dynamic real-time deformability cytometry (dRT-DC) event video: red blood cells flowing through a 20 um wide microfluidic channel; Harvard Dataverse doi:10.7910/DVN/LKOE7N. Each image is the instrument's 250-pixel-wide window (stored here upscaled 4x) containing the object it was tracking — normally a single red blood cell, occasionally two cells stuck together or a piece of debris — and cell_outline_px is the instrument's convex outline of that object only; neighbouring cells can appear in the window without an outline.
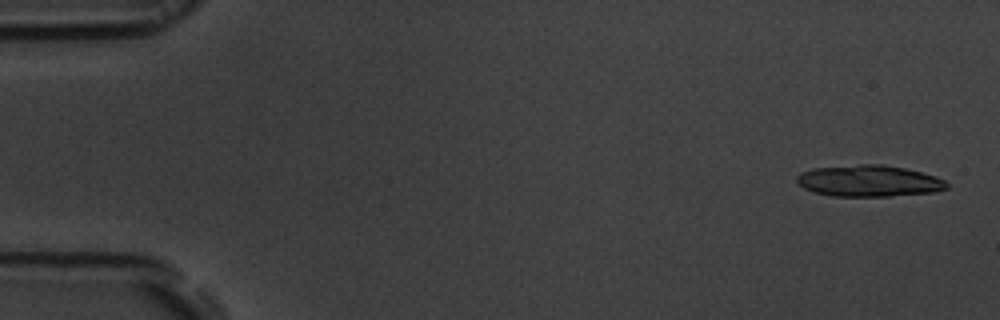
{"species": "common noctule bat (a hibernating species)", "species_latin": "Nyctalus noctula", "temperature_condition": "room temperature", "stored_images_in_passage": 56, "camera_frame_rate_fps": 3000, "um_per_image_px": 0.085, "animal": {"sex": "male", "body_mass_g": 19.5, "forearm_length_mm": 54.6}, "frame": {"image": 1, "passage_image": 2, "time_ms": 0.333, "image_size_px": [1000, 320], "cell_outline_px": [[948, 188], [936, 192], [888, 196], [832, 196], [812, 192], [804, 188], [796, 180], [796, 176], [800, 172], [812, 168], [860, 164], [880, 164], [904, 168], [936, 176], [944, 180], [948, 184]], "centroid_in_image_um": [73.84, 15.38], "position_along_channel_um": 11.2, "area_um2": 27.57}}
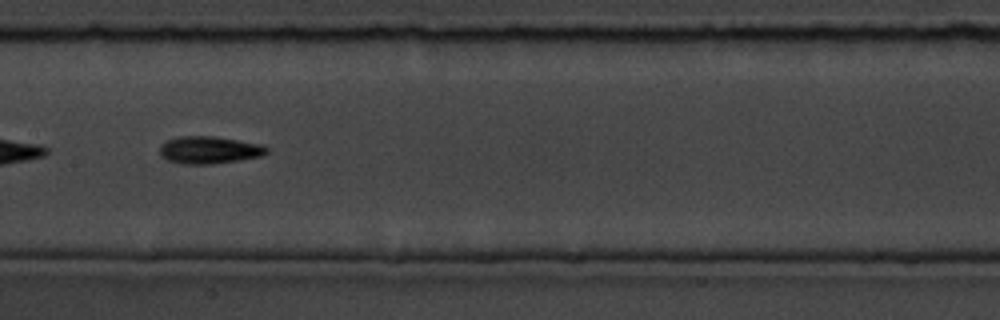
{"frame": {"image": 2, "passage_image": 28, "time_ms": 9.0, "image_size_px": [1000, 320], "cell_outline_px": [[268, 152], [260, 156], [240, 160], [212, 164], [180, 164], [168, 160], [160, 156], [160, 144], [176, 136], [216, 136], [260, 144], [268, 148]], "centroid_in_image_um": [17.75, 12.75], "position_along_channel_um": 189.7, "area_um2": 17.17}}
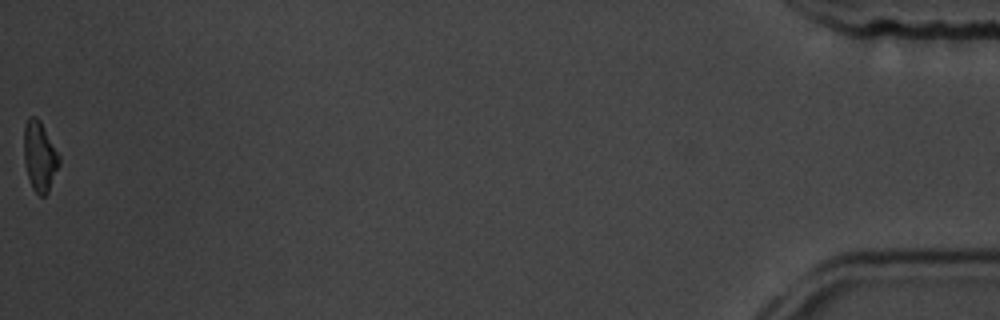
{"frame": {"image": 3, "passage_image": 56, "time_ms": 18.333, "image_size_px": [1000, 320], "cell_outline_px": [[60, 164], [48, 192], [44, 196], [40, 196], [32, 188], [24, 164], [24, 124], [28, 116], [36, 116], [40, 120], [60, 156]], "centroid_in_image_um": [3.37, 13.27], "position_along_channel_um": 431.8, "area_um2": 14.45}, "authors_computed_cell_mechanics": {"area_um2": 15.8372, "velocity_mm_per_s": 3.6753, "shape_relaxation_time_tau1_ms": 2.8771, "shape_relaxation_time_tau2_ms": 2.6521, "deformation_change_tau1": 0.1494, "deformation_change_tau2": 0.0975}}